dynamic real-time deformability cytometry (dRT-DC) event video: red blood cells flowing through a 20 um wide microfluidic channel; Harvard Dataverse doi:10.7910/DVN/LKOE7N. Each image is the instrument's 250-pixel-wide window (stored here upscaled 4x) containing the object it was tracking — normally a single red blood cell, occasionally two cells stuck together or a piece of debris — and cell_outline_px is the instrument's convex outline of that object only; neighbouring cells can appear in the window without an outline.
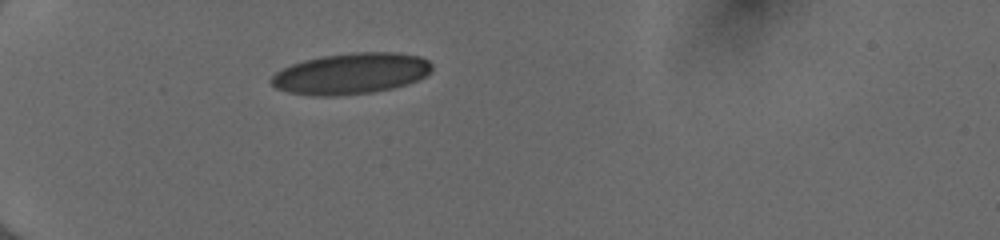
{"species": "human", "species_latin": "Homo sapiens", "temperature_condition": "cold", "stored_images_in_passage": 36, "camera_frame_rate_fps": 3000, "um_per_image_px": 0.085, "donor": {"sex": "female"}, "frame": {"image": 1, "passage_image": 1, "time_ms": 0.0, "image_size_px": [1000, 240], "cell_outline_px": [[432, 72], [408, 84], [392, 88], [372, 92], [340, 96], [312, 96], [288, 92], [276, 88], [268, 80], [276, 72], [292, 64], [304, 60], [324, 56], [356, 52], [396, 52], [420, 56], [428, 60], [432, 64]], "centroid_in_image_um": [29.84, 6.26], "position_along_channel_um": 55.2, "area_um2": 38.55}}
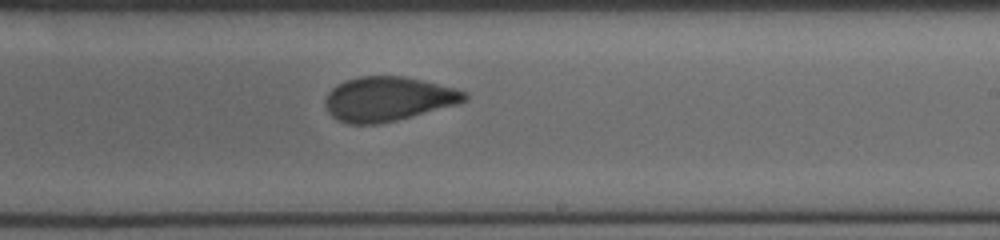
{"frame": {"image": 2, "passage_image": 18, "time_ms": 5.667, "image_size_px": [1000, 240], "cell_outline_px": [[468, 100], [456, 104], [396, 120], [376, 124], [348, 124], [332, 116], [328, 112], [324, 104], [324, 100], [328, 92], [336, 84], [344, 80], [360, 76], [404, 76], [456, 88], [468, 92]], "centroid_in_image_um": [32.96, 8.4], "position_along_channel_um": 256.0, "area_um2": 36.01}}
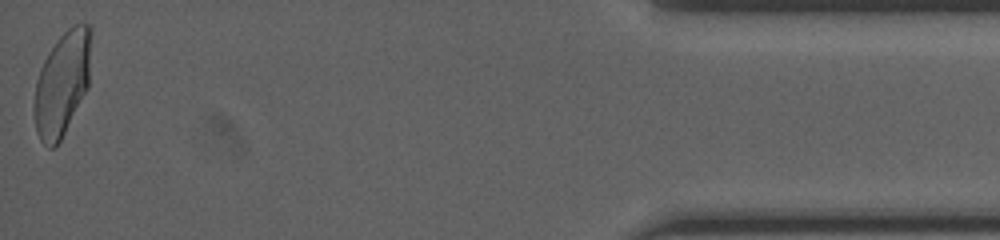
{"frame": {"image": 3, "passage_image": 36, "time_ms": 11.667, "image_size_px": [1000, 240], "cell_outline_px": [[92, 32], [88, 88], [60, 140], [52, 148], [48, 148], [40, 140], [36, 132], [36, 80], [40, 68], [48, 52], [60, 36], [68, 28], [76, 24], [88, 24], [92, 28]], "centroid_in_image_um": [5.32, 7.05], "position_along_channel_um": 429.9, "area_um2": 34.04}, "authors_computed_cell_mechanics": {"area_um2": 36.4718, "velocity_mm_per_s": 4.0342, "shape_relaxation_time_tau1_ms": null, "shape_relaxation_time_tau2_ms": 1.0545, "deformation_change_tau1": null, "deformation_change_tau2": 0.0611}}